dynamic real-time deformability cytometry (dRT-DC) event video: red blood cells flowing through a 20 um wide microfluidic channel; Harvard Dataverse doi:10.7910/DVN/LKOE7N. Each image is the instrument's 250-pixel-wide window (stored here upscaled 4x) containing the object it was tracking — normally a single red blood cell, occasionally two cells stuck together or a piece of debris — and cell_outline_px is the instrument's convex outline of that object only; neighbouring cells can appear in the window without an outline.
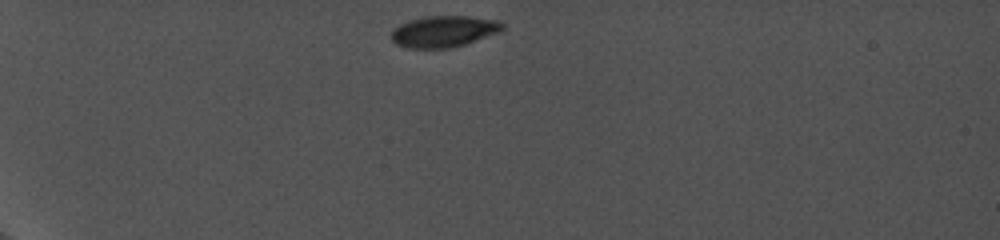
{"species": "common noctule bat (a hibernating species)", "species_latin": "Nyctalus noctula", "temperature_condition": "cold", "stored_images_in_passage": 11, "camera_frame_rate_fps": 5000, "um_per_image_px": 0.085, "animal": {"sex": "female", "body_mass_g": 19.0, "forearm_length_mm": 56.7}, "frame": {"image": 1, "passage_image": 1, "time_ms": 0.0, "image_size_px": [1000, 240], "cell_outline_px": [[504, 32], [464, 44], [448, 48], [408, 48], [396, 44], [392, 40], [392, 28], [408, 20], [424, 16], [468, 16], [496, 20], [504, 24]], "centroid_in_image_um": [37.75, 2.66], "position_along_channel_um": 47.3, "area_um2": 20.52}}
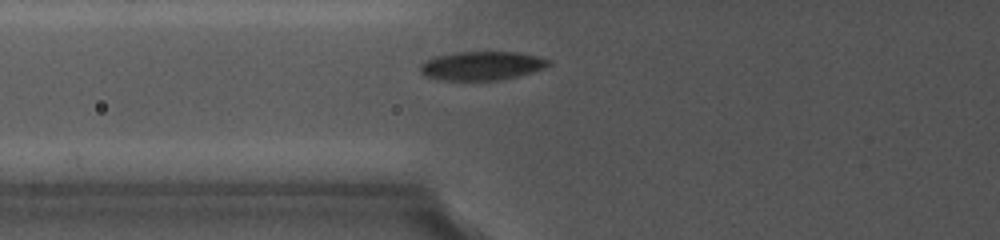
{"frame": {"image": 2, "passage_image": 9, "time_ms": 2.6, "image_size_px": [1000, 240], "cell_outline_px": [[552, 64], [544, 68], [532, 72], [500, 80], [440, 80], [428, 76], [420, 72], [420, 64], [424, 60], [436, 56], [452, 52], [520, 52], [540, 56], [552, 60]], "centroid_in_image_um": [40.98, 5.57], "position_along_channel_um": 84.8, "area_um2": 21.73}}